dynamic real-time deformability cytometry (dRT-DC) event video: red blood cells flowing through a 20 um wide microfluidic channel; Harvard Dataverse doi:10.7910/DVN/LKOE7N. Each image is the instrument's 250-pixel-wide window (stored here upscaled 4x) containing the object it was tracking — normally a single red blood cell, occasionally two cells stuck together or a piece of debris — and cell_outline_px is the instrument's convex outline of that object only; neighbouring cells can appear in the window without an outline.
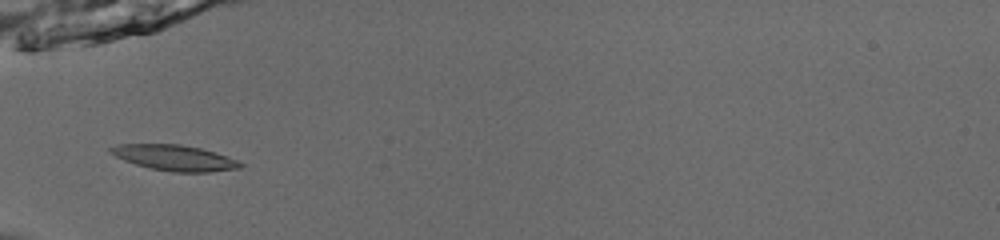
{"species": "common noctule bat (a hibernating species)", "species_latin": "Nyctalus noctula", "temperature_condition": "room temperature", "stored_images_in_passage": 34, "camera_frame_rate_fps": 3000, "um_per_image_px": 0.085, "animal": {"sex": "male", "body_mass_g": 13.0, "forearm_length_mm": 53.1}, "frame": {"image": 1, "passage_image": 1, "time_ms": 0.0, "image_size_px": [1000, 240], "cell_outline_px": [[244, 164], [240, 168], [208, 172], [172, 172], [152, 168], [136, 164], [124, 160], [108, 152], [108, 148], [116, 144], [180, 144], [200, 148], [216, 152], [228, 156]], "centroid_in_image_um": [14.83, 13.4], "position_along_channel_um": 70.2, "area_um2": 19.36}}
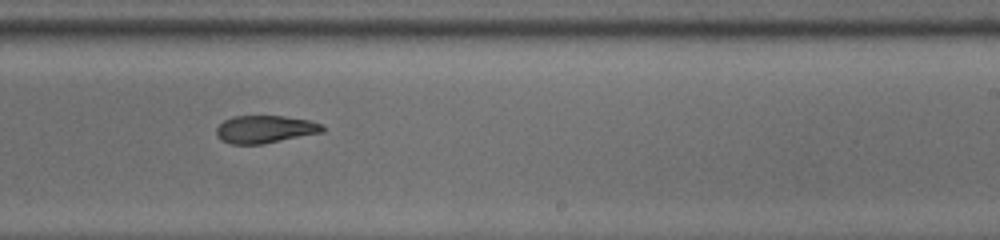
{"frame": {"image": 2, "passage_image": 16, "time_ms": 5.0, "image_size_px": [1000, 240], "cell_outline_px": [[324, 132], [264, 144], [228, 144], [220, 140], [216, 136], [216, 128], [224, 120], [232, 116], [284, 116], [308, 120], [320, 124], [324, 128]], "centroid_in_image_um": [22.49, 11.0], "position_along_channel_um": 266.5, "area_um2": 17.22}}
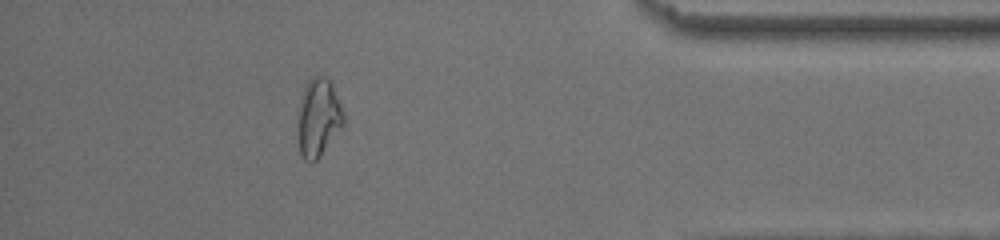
{"frame": {"image": 3, "passage_image": 29, "time_ms": 9.333, "image_size_px": [1000, 240], "cell_outline_px": [[344, 124], [320, 156], [312, 164], [304, 160], [300, 156], [296, 128], [300, 96], [308, 80], [316, 76], [324, 76], [332, 80], [344, 116]], "centroid_in_image_um": [27.02, 10.01], "position_along_channel_um": 408.2, "area_um2": 21.33}, "authors_computed_cell_mechanics": {"area_um2": 18.0047, "velocity_mm_per_s": 3.9393, "shape_relaxation_time_tau1_ms": 7.9331, "shape_relaxation_time_tau2_ms": 2.4902, "deformation_change_tau1": 0.1706, "deformation_change_tau2": 0.0909}}